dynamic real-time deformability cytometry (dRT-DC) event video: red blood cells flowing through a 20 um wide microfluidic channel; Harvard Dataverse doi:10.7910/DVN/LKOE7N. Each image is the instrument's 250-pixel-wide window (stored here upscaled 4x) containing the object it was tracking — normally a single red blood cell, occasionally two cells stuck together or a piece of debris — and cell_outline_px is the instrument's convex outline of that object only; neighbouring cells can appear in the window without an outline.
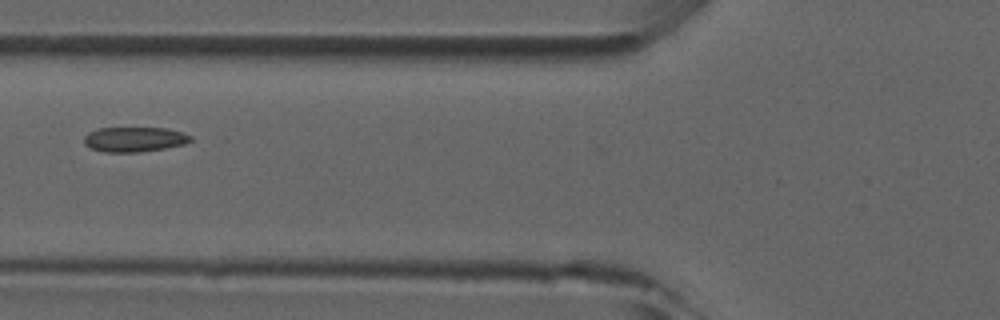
{"species": "common noctule bat (a hibernating species)", "species_latin": "Nyctalus noctula", "temperature_condition": "room temperature", "stored_images_in_passage": 5, "camera_frame_rate_fps": 3000, "um_per_image_px": 0.085, "animal": {"sex": "male", "forearm_length_mm": 52.5}, "frame": {"image": 1, "passage_image": 5, "time_ms": 5.333, "image_size_px": [1000, 320], "cell_outline_px": [[192, 140], [184, 144], [164, 148], [140, 152], [104, 152], [92, 148], [84, 144], [84, 136], [88, 132], [96, 128], [164, 128], [180, 132], [192, 136]], "centroid_in_image_um": [11.39, 11.84], "position_along_channel_um": 114.4, "area_um2": 15.37}}